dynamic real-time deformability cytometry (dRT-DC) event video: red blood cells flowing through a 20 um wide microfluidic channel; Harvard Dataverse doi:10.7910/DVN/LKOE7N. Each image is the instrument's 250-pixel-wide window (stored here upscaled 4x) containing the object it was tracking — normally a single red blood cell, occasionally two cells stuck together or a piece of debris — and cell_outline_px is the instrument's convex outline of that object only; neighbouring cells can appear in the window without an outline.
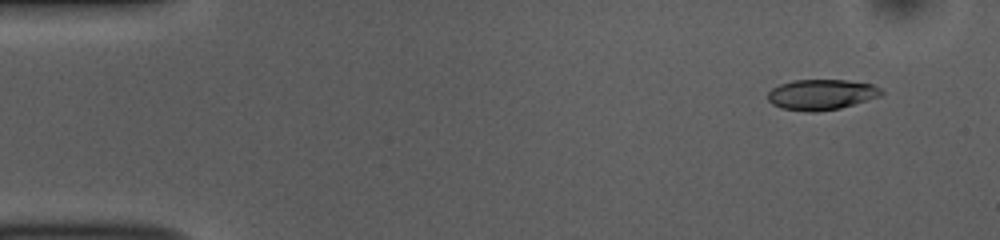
{"species": "common noctule bat (a hibernating species)", "species_latin": "Nyctalus noctula", "temperature_condition": "room temperature", "stored_images_in_passage": 50, "camera_frame_rate_fps": 3000, "um_per_image_px": 0.085, "animal": {"sex": "female", "body_mass_g": 10.0, "forearm_length_mm": 53.1}, "frame": {"image": 1, "passage_image": 1, "time_ms": 0.0, "image_size_px": [1000, 240], "cell_outline_px": [[884, 92], [880, 96], [840, 108], [816, 112], [808, 112], [780, 108], [772, 104], [768, 100], [768, 92], [772, 88], [780, 84], [792, 80], [844, 80], [872, 84], [880, 88]], "centroid_in_image_um": [69.79, 8.04], "position_along_channel_um": 15.2, "area_um2": 20.17}}
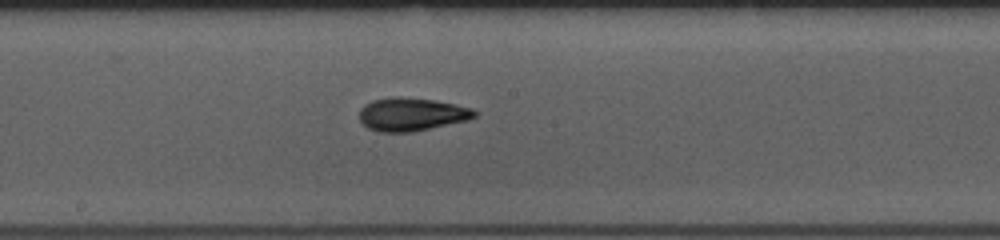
{"frame": {"image": 2, "passage_image": 25, "time_ms": 8.0, "image_size_px": [1000, 240], "cell_outline_px": [[480, 112], [476, 116], [468, 120], [412, 132], [380, 132], [368, 128], [360, 120], [360, 108], [364, 104], [372, 100], [392, 96], [400, 96], [436, 100], [456, 104], [472, 108]], "centroid_in_image_um": [35.0, 9.7], "position_along_channel_um": 213.2, "area_um2": 22.54}}
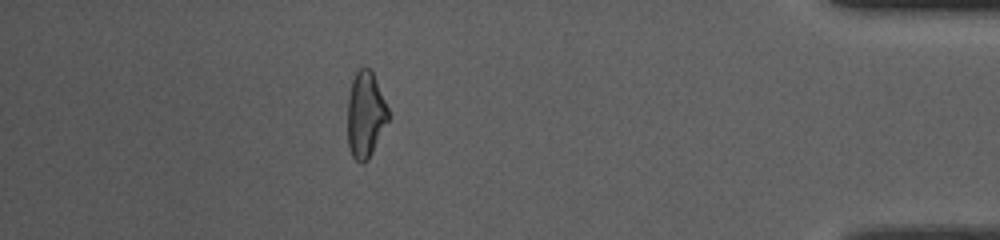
{"frame": {"image": 3, "passage_image": 44, "time_ms": 14.333, "image_size_px": [1000, 240], "cell_outline_px": [[388, 120], [368, 160], [364, 164], [360, 164], [352, 156], [348, 144], [348, 96], [352, 80], [356, 72], [360, 68], [368, 68], [372, 72], [388, 108]], "centroid_in_image_um": [31.05, 9.78], "position_along_channel_um": 404.2, "area_um2": 20.11}, "authors_computed_cell_mechanics": {"area_um2": 20.7213, "velocity_mm_per_s": 3.7374, "shape_relaxation_time_tau1_ms": 5.4273, "shape_relaxation_time_tau2_ms": 2.5024, "deformation_change_tau1": 0.1973, "deformation_change_tau2": 0.1026}}